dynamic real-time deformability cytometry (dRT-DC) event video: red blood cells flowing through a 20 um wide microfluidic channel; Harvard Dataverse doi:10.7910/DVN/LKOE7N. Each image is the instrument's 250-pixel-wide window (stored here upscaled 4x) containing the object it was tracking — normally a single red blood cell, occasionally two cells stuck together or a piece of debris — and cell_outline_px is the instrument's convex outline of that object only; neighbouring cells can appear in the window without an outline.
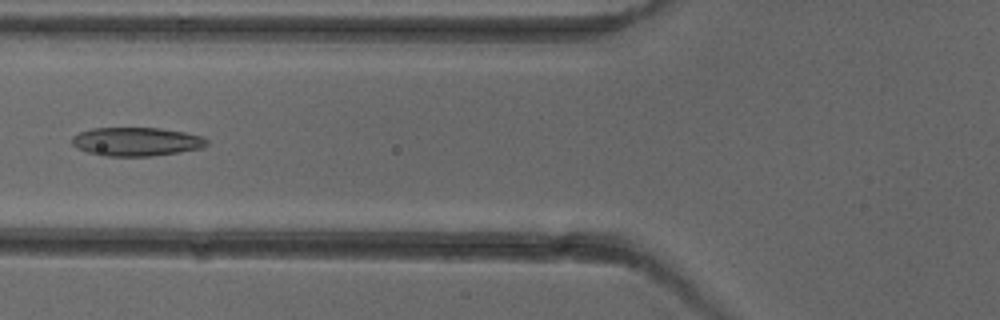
{"species": "common noctule bat (a hibernating species)", "species_latin": "Nyctalus noctula", "temperature_condition": "cold", "stored_images_in_passage": 6, "camera_frame_rate_fps": 3000, "um_per_image_px": 0.085, "animal": {"sex": "female"}, "frame": {"image": 1, "passage_image": 5, "time_ms": 5.0, "image_size_px": [1000, 320], "cell_outline_px": [[208, 144], [200, 148], [180, 152], [152, 156], [104, 156], [88, 152], [76, 148], [72, 144], [72, 136], [80, 132], [92, 128], [160, 128], [184, 132], [200, 136], [208, 140]], "centroid_in_image_um": [11.57, 12.04], "position_along_channel_um": 114.2, "area_um2": 22.48}}
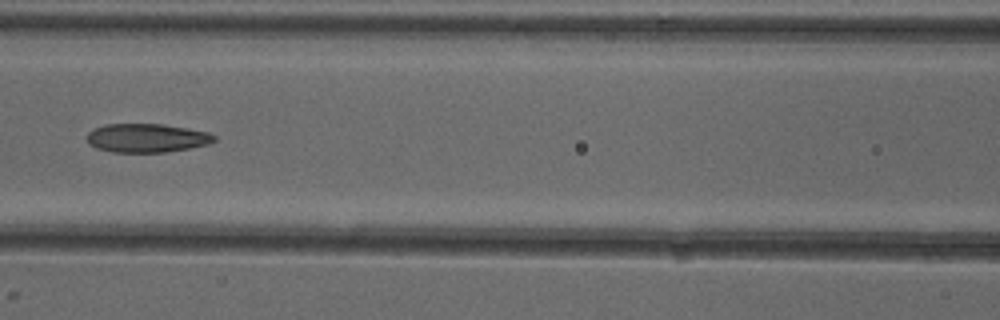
{"frame": {"image": 2, "passage_image": 6, "time_ms": 6.0, "image_size_px": [1000, 320], "cell_outline_px": [[216, 140], [208, 144], [188, 148], [164, 152], [112, 152], [96, 148], [88, 144], [88, 132], [92, 128], [104, 124], [160, 124], [188, 128], [208, 132], [216, 136]], "centroid_in_image_um": [12.45, 11.72], "position_along_channel_um": 154.2, "area_um2": 21.33}}